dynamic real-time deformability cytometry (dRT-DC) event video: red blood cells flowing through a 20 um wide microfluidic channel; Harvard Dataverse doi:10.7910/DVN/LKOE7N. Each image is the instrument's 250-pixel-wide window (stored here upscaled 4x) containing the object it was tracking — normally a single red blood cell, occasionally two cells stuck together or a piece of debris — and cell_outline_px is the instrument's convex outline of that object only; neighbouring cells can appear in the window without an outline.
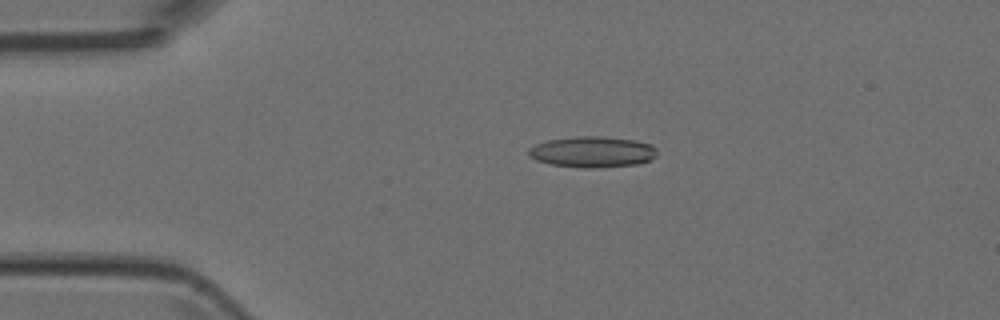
{"species": "Egyptian fruit bat (a non-hibernating species)", "species_latin": "Rousettus aegyptiacus", "temperature_condition": "room temperature", "stored_images_in_passage": 6, "camera_frame_rate_fps": 3000, "um_per_image_px": 0.085, "animal": {"sex": "female"}, "frame": {"image": 1, "passage_image": 4, "time_ms": 3.333, "image_size_px": [1000, 320], "cell_outline_px": [[656, 156], [648, 160], [636, 164], [596, 168], [580, 168], [552, 164], [536, 160], [528, 156], [528, 148], [536, 144], [548, 140], [576, 136], [604, 136], [632, 140], [652, 144], [656, 148]], "centroid_in_image_um": [50.33, 12.91], "position_along_channel_um": 34.7, "area_um2": 23.18}}
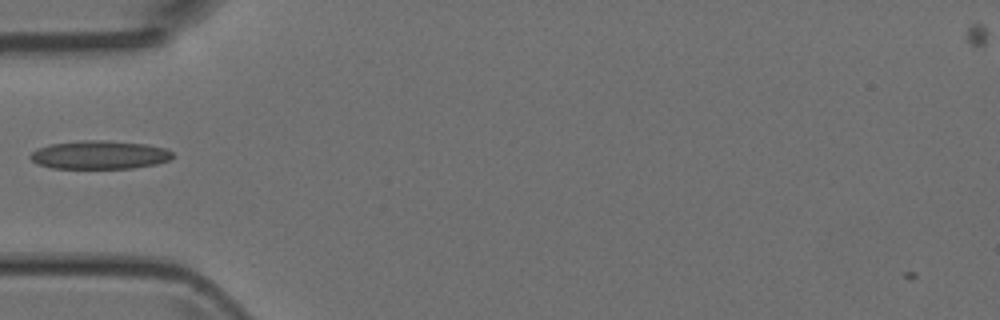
{"frame": {"image": 2, "passage_image": 6, "time_ms": 5.333, "image_size_px": [1000, 320], "cell_outline_px": [[172, 160], [156, 164], [132, 168], [52, 168], [36, 164], [28, 156], [32, 152], [48, 144], [80, 140], [108, 140], [148, 144], [164, 148], [172, 152]], "centroid_in_image_um": [8.46, 13.16], "position_along_channel_um": 76.5, "area_um2": 23.76}}